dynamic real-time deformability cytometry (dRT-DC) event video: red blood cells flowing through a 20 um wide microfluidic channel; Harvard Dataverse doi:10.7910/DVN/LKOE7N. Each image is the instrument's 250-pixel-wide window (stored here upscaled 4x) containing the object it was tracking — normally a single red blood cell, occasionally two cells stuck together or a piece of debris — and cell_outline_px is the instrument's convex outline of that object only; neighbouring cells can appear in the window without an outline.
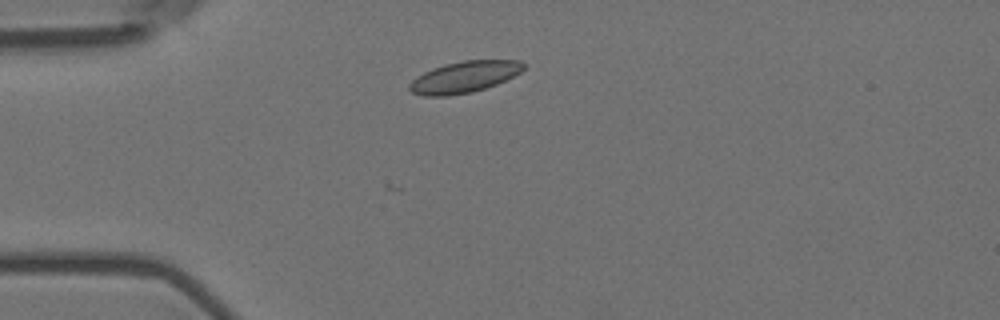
{"species": "Egyptian fruit bat (a non-hibernating species)", "species_latin": "Rousettus aegyptiacus", "temperature_condition": "room temperature", "stored_images_in_passage": 12, "camera_frame_rate_fps": 3000, "um_per_image_px": 0.085, "animal": {"sex": "female"}, "frame": {"image": 1, "passage_image": 1, "time_ms": 0.0, "image_size_px": [1000, 320], "cell_outline_px": [[524, 68], [520, 72], [496, 84], [472, 92], [448, 96], [424, 96], [412, 92], [408, 88], [408, 84], [416, 76], [432, 68], [444, 64], [464, 60], [520, 60], [524, 64]], "centroid_in_image_um": [39.42, 6.54], "position_along_channel_um": 45.6, "area_um2": 20.81}}
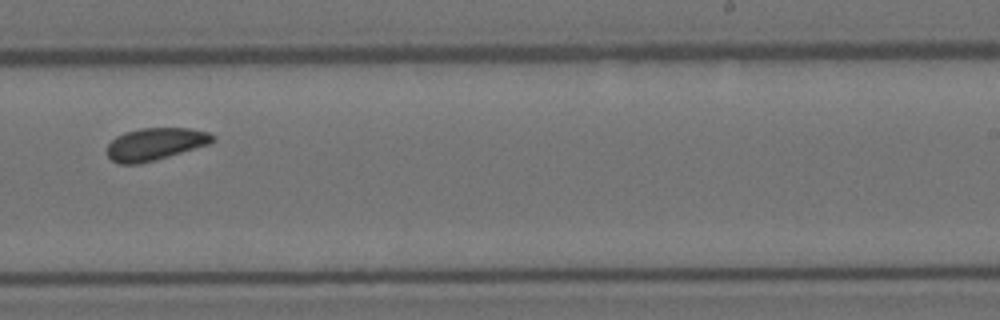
{"frame": {"image": 2, "passage_image": 7, "time_ms": 2.0, "image_size_px": [1000, 320], "cell_outline_px": [[216, 140], [208, 144], [140, 164], [116, 164], [108, 156], [108, 144], [116, 136], [124, 132], [140, 128], [188, 128], [208, 132], [216, 136]], "centroid_in_image_um": [13.18, 12.23], "position_along_channel_um": 275.8, "area_um2": 19.77}}
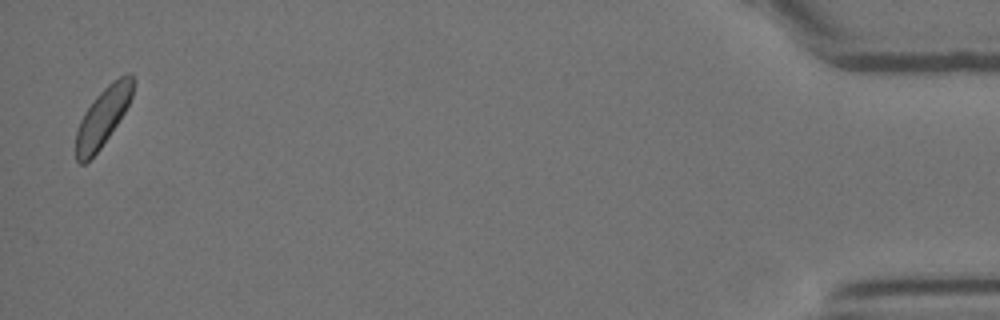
{"frame": {"image": 3, "passage_image": 12, "time_ms": 3.667, "image_size_px": [1000, 320], "cell_outline_px": [[132, 96], [124, 112], [100, 148], [84, 164], [80, 164], [76, 160], [76, 132], [80, 120], [84, 112], [96, 96], [108, 84], [124, 72], [132, 72]], "centroid_in_image_um": [8.72, 9.9], "position_along_channel_um": 426.5, "area_um2": 19.02}}